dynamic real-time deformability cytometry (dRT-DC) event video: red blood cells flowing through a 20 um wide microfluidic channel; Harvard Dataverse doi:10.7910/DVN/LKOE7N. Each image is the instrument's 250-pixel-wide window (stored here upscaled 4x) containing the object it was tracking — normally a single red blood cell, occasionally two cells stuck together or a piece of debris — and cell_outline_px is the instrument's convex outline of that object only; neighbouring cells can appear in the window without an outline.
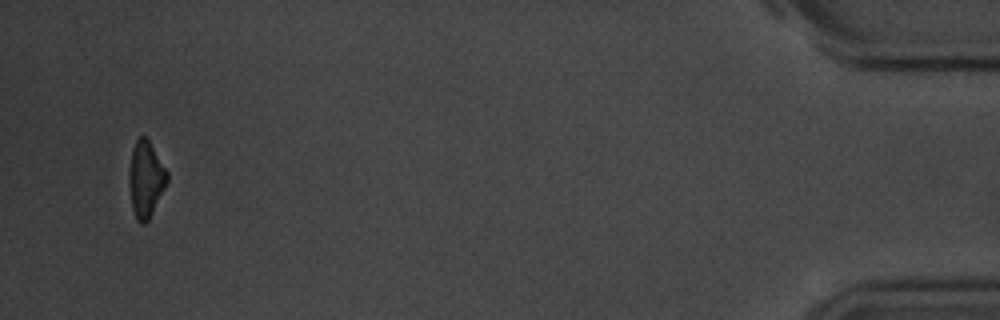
{"species": "common noctule bat (a hibernating species)", "species_latin": "Nyctalus noctula", "temperature_condition": "room temperature", "stored_images_in_passage": 15, "camera_frame_rate_fps": 3000, "um_per_image_px": 0.085, "animal": {"sex": "male", "body_mass_g": 20.1, "forearm_length_mm": 53.5}, "frame": {"image": 1, "passage_image": 15, "time_ms": 17.667, "image_size_px": [1000, 320], "cell_outline_px": [[168, 180], [148, 220], [144, 224], [140, 224], [136, 220], [132, 208], [128, 180], [128, 176], [132, 148], [136, 140], [140, 136], [144, 136], [148, 140], [168, 172]], "centroid_in_image_um": [12.36, 15.23], "position_along_channel_um": 422.8, "area_um2": 16.7}, "authors_computed_cell_mechanics": {"area_um2": 16.0106, "velocity_mm_per_s": 3.6831, "shape_relaxation_time_tau1_ms": 2.1138, "shape_relaxation_time_tau2_ms": null, "deformation_change_tau1": 0.0644, "deformation_change_tau2": null}}